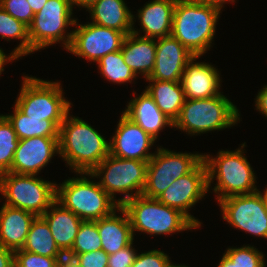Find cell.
<instances>
[{
    "label": "cell",
    "instance_id": "1",
    "mask_svg": "<svg viewBox=\"0 0 267 267\" xmlns=\"http://www.w3.org/2000/svg\"><path fill=\"white\" fill-rule=\"evenodd\" d=\"M69 114L59 127V155L76 173H91L110 154V143L87 122Z\"/></svg>",
    "mask_w": 267,
    "mask_h": 267
},
{
    "label": "cell",
    "instance_id": "2",
    "mask_svg": "<svg viewBox=\"0 0 267 267\" xmlns=\"http://www.w3.org/2000/svg\"><path fill=\"white\" fill-rule=\"evenodd\" d=\"M220 11L196 0H177L171 35L194 56H202L211 47Z\"/></svg>",
    "mask_w": 267,
    "mask_h": 267
},
{
    "label": "cell",
    "instance_id": "3",
    "mask_svg": "<svg viewBox=\"0 0 267 267\" xmlns=\"http://www.w3.org/2000/svg\"><path fill=\"white\" fill-rule=\"evenodd\" d=\"M236 151H219L215 158L203 155L207 166L208 189L214 178L217 183L212 189L218 196V202L233 195L251 194L258 191L255 186V173L243 155L242 148Z\"/></svg>",
    "mask_w": 267,
    "mask_h": 267
},
{
    "label": "cell",
    "instance_id": "4",
    "mask_svg": "<svg viewBox=\"0 0 267 267\" xmlns=\"http://www.w3.org/2000/svg\"><path fill=\"white\" fill-rule=\"evenodd\" d=\"M237 107L223 94L203 99H186L173 127L189 135L223 130L240 121Z\"/></svg>",
    "mask_w": 267,
    "mask_h": 267
},
{
    "label": "cell",
    "instance_id": "5",
    "mask_svg": "<svg viewBox=\"0 0 267 267\" xmlns=\"http://www.w3.org/2000/svg\"><path fill=\"white\" fill-rule=\"evenodd\" d=\"M121 207L128 214L133 235L135 231L164 235L197 228L179 210L159 202L156 198L138 195Z\"/></svg>",
    "mask_w": 267,
    "mask_h": 267
},
{
    "label": "cell",
    "instance_id": "6",
    "mask_svg": "<svg viewBox=\"0 0 267 267\" xmlns=\"http://www.w3.org/2000/svg\"><path fill=\"white\" fill-rule=\"evenodd\" d=\"M15 106L29 118L51 120L58 128L70 111L71 102L63 97L60 82L24 76Z\"/></svg>",
    "mask_w": 267,
    "mask_h": 267
},
{
    "label": "cell",
    "instance_id": "7",
    "mask_svg": "<svg viewBox=\"0 0 267 267\" xmlns=\"http://www.w3.org/2000/svg\"><path fill=\"white\" fill-rule=\"evenodd\" d=\"M70 178L56 186V200L83 221H96L110 215L119 205L98 182L84 175Z\"/></svg>",
    "mask_w": 267,
    "mask_h": 267
},
{
    "label": "cell",
    "instance_id": "8",
    "mask_svg": "<svg viewBox=\"0 0 267 267\" xmlns=\"http://www.w3.org/2000/svg\"><path fill=\"white\" fill-rule=\"evenodd\" d=\"M147 167L146 161L122 159L109 154L91 173H85V175L92 178L102 176L98 182L99 185L121 206L131 198L142 195L146 183ZM116 192L125 194V196L116 201L114 198Z\"/></svg>",
    "mask_w": 267,
    "mask_h": 267
},
{
    "label": "cell",
    "instance_id": "9",
    "mask_svg": "<svg viewBox=\"0 0 267 267\" xmlns=\"http://www.w3.org/2000/svg\"><path fill=\"white\" fill-rule=\"evenodd\" d=\"M57 184L35 175L5 172L0 174V192L4 204L42 216L56 200Z\"/></svg>",
    "mask_w": 267,
    "mask_h": 267
},
{
    "label": "cell",
    "instance_id": "10",
    "mask_svg": "<svg viewBox=\"0 0 267 267\" xmlns=\"http://www.w3.org/2000/svg\"><path fill=\"white\" fill-rule=\"evenodd\" d=\"M72 11L70 0H47L28 26L30 53L60 43V40L66 50L70 47L73 31L64 32L69 25L75 24L76 19L71 18Z\"/></svg>",
    "mask_w": 267,
    "mask_h": 267
},
{
    "label": "cell",
    "instance_id": "11",
    "mask_svg": "<svg viewBox=\"0 0 267 267\" xmlns=\"http://www.w3.org/2000/svg\"><path fill=\"white\" fill-rule=\"evenodd\" d=\"M219 205L223 220L232 227L267 239V203L261 191L229 196Z\"/></svg>",
    "mask_w": 267,
    "mask_h": 267
},
{
    "label": "cell",
    "instance_id": "12",
    "mask_svg": "<svg viewBox=\"0 0 267 267\" xmlns=\"http://www.w3.org/2000/svg\"><path fill=\"white\" fill-rule=\"evenodd\" d=\"M87 23L82 25L75 21L74 25H78L79 28L73 31L72 41L67 51L97 63L105 55L121 50L126 36L123 32L92 22Z\"/></svg>",
    "mask_w": 267,
    "mask_h": 267
},
{
    "label": "cell",
    "instance_id": "13",
    "mask_svg": "<svg viewBox=\"0 0 267 267\" xmlns=\"http://www.w3.org/2000/svg\"><path fill=\"white\" fill-rule=\"evenodd\" d=\"M207 166L202 160L191 172L174 182L156 199L183 213L197 228L201 225L188 211L208 192Z\"/></svg>",
    "mask_w": 267,
    "mask_h": 267
},
{
    "label": "cell",
    "instance_id": "14",
    "mask_svg": "<svg viewBox=\"0 0 267 267\" xmlns=\"http://www.w3.org/2000/svg\"><path fill=\"white\" fill-rule=\"evenodd\" d=\"M154 142L155 139L123 113L117 130L109 141L110 154L122 159L148 162L154 155V153H148Z\"/></svg>",
    "mask_w": 267,
    "mask_h": 267
},
{
    "label": "cell",
    "instance_id": "15",
    "mask_svg": "<svg viewBox=\"0 0 267 267\" xmlns=\"http://www.w3.org/2000/svg\"><path fill=\"white\" fill-rule=\"evenodd\" d=\"M59 154V137H32L20 139L9 172L37 175Z\"/></svg>",
    "mask_w": 267,
    "mask_h": 267
},
{
    "label": "cell",
    "instance_id": "16",
    "mask_svg": "<svg viewBox=\"0 0 267 267\" xmlns=\"http://www.w3.org/2000/svg\"><path fill=\"white\" fill-rule=\"evenodd\" d=\"M157 39L155 66L147 80L181 82L184 68L194 55L172 35Z\"/></svg>",
    "mask_w": 267,
    "mask_h": 267
},
{
    "label": "cell",
    "instance_id": "17",
    "mask_svg": "<svg viewBox=\"0 0 267 267\" xmlns=\"http://www.w3.org/2000/svg\"><path fill=\"white\" fill-rule=\"evenodd\" d=\"M201 56H193L186 64L181 84L186 99H203L219 95V71L208 63L194 62Z\"/></svg>",
    "mask_w": 267,
    "mask_h": 267
},
{
    "label": "cell",
    "instance_id": "18",
    "mask_svg": "<svg viewBox=\"0 0 267 267\" xmlns=\"http://www.w3.org/2000/svg\"><path fill=\"white\" fill-rule=\"evenodd\" d=\"M139 32L132 28L121 46L124 62L137 74H142L146 79L150 77L155 66L156 39L138 36Z\"/></svg>",
    "mask_w": 267,
    "mask_h": 267
},
{
    "label": "cell",
    "instance_id": "19",
    "mask_svg": "<svg viewBox=\"0 0 267 267\" xmlns=\"http://www.w3.org/2000/svg\"><path fill=\"white\" fill-rule=\"evenodd\" d=\"M36 217L31 212L3 204L0 210V245L12 251L22 249Z\"/></svg>",
    "mask_w": 267,
    "mask_h": 267
},
{
    "label": "cell",
    "instance_id": "20",
    "mask_svg": "<svg viewBox=\"0 0 267 267\" xmlns=\"http://www.w3.org/2000/svg\"><path fill=\"white\" fill-rule=\"evenodd\" d=\"M123 113L155 140L165 126L173 127L174 125V122L158 108L146 90L139 97L130 100Z\"/></svg>",
    "mask_w": 267,
    "mask_h": 267
},
{
    "label": "cell",
    "instance_id": "21",
    "mask_svg": "<svg viewBox=\"0 0 267 267\" xmlns=\"http://www.w3.org/2000/svg\"><path fill=\"white\" fill-rule=\"evenodd\" d=\"M41 217L47 222L58 248L66 255L72 249L83 220L57 200Z\"/></svg>",
    "mask_w": 267,
    "mask_h": 267
},
{
    "label": "cell",
    "instance_id": "22",
    "mask_svg": "<svg viewBox=\"0 0 267 267\" xmlns=\"http://www.w3.org/2000/svg\"><path fill=\"white\" fill-rule=\"evenodd\" d=\"M116 210L121 212L123 217L117 216ZM97 227L101 238V249L108 255L133 243L134 235L130 220L121 206L110 215L97 220Z\"/></svg>",
    "mask_w": 267,
    "mask_h": 267
},
{
    "label": "cell",
    "instance_id": "23",
    "mask_svg": "<svg viewBox=\"0 0 267 267\" xmlns=\"http://www.w3.org/2000/svg\"><path fill=\"white\" fill-rule=\"evenodd\" d=\"M177 0H153L138 10L144 36L160 38L171 35L173 11Z\"/></svg>",
    "mask_w": 267,
    "mask_h": 267
},
{
    "label": "cell",
    "instance_id": "24",
    "mask_svg": "<svg viewBox=\"0 0 267 267\" xmlns=\"http://www.w3.org/2000/svg\"><path fill=\"white\" fill-rule=\"evenodd\" d=\"M91 13L92 23L123 32H132L134 15L124 0H97L87 9Z\"/></svg>",
    "mask_w": 267,
    "mask_h": 267
},
{
    "label": "cell",
    "instance_id": "25",
    "mask_svg": "<svg viewBox=\"0 0 267 267\" xmlns=\"http://www.w3.org/2000/svg\"><path fill=\"white\" fill-rule=\"evenodd\" d=\"M152 82L145 89L158 108L173 122L179 117L186 101L181 82L147 80Z\"/></svg>",
    "mask_w": 267,
    "mask_h": 267
},
{
    "label": "cell",
    "instance_id": "26",
    "mask_svg": "<svg viewBox=\"0 0 267 267\" xmlns=\"http://www.w3.org/2000/svg\"><path fill=\"white\" fill-rule=\"evenodd\" d=\"M23 250L45 257H66L58 248L47 222L37 216L31 224Z\"/></svg>",
    "mask_w": 267,
    "mask_h": 267
},
{
    "label": "cell",
    "instance_id": "27",
    "mask_svg": "<svg viewBox=\"0 0 267 267\" xmlns=\"http://www.w3.org/2000/svg\"><path fill=\"white\" fill-rule=\"evenodd\" d=\"M174 180L167 172V149L157 148V152L148 161L147 177L142 195L157 198Z\"/></svg>",
    "mask_w": 267,
    "mask_h": 267
},
{
    "label": "cell",
    "instance_id": "28",
    "mask_svg": "<svg viewBox=\"0 0 267 267\" xmlns=\"http://www.w3.org/2000/svg\"><path fill=\"white\" fill-rule=\"evenodd\" d=\"M5 116L13 125L19 140L32 137H59V128L51 120L29 118L15 105L13 114Z\"/></svg>",
    "mask_w": 267,
    "mask_h": 267
},
{
    "label": "cell",
    "instance_id": "29",
    "mask_svg": "<svg viewBox=\"0 0 267 267\" xmlns=\"http://www.w3.org/2000/svg\"><path fill=\"white\" fill-rule=\"evenodd\" d=\"M0 34L1 38L20 39V44L11 52L15 59L30 54V40L28 26L16 20L0 6Z\"/></svg>",
    "mask_w": 267,
    "mask_h": 267
},
{
    "label": "cell",
    "instance_id": "30",
    "mask_svg": "<svg viewBox=\"0 0 267 267\" xmlns=\"http://www.w3.org/2000/svg\"><path fill=\"white\" fill-rule=\"evenodd\" d=\"M97 64L103 77L113 83H131L137 77L124 62L121 50L105 55Z\"/></svg>",
    "mask_w": 267,
    "mask_h": 267
},
{
    "label": "cell",
    "instance_id": "31",
    "mask_svg": "<svg viewBox=\"0 0 267 267\" xmlns=\"http://www.w3.org/2000/svg\"><path fill=\"white\" fill-rule=\"evenodd\" d=\"M18 143L13 125L5 115H0V174L11 170Z\"/></svg>",
    "mask_w": 267,
    "mask_h": 267
},
{
    "label": "cell",
    "instance_id": "32",
    "mask_svg": "<svg viewBox=\"0 0 267 267\" xmlns=\"http://www.w3.org/2000/svg\"><path fill=\"white\" fill-rule=\"evenodd\" d=\"M101 238L99 236L97 220L82 221L72 249L66 255H78L86 252L101 250Z\"/></svg>",
    "mask_w": 267,
    "mask_h": 267
},
{
    "label": "cell",
    "instance_id": "33",
    "mask_svg": "<svg viewBox=\"0 0 267 267\" xmlns=\"http://www.w3.org/2000/svg\"><path fill=\"white\" fill-rule=\"evenodd\" d=\"M203 154L176 153L167 149V172L173 180L191 172L201 161Z\"/></svg>",
    "mask_w": 267,
    "mask_h": 267
},
{
    "label": "cell",
    "instance_id": "34",
    "mask_svg": "<svg viewBox=\"0 0 267 267\" xmlns=\"http://www.w3.org/2000/svg\"><path fill=\"white\" fill-rule=\"evenodd\" d=\"M237 267H265V258L253 246L228 248L224 253Z\"/></svg>",
    "mask_w": 267,
    "mask_h": 267
},
{
    "label": "cell",
    "instance_id": "35",
    "mask_svg": "<svg viewBox=\"0 0 267 267\" xmlns=\"http://www.w3.org/2000/svg\"><path fill=\"white\" fill-rule=\"evenodd\" d=\"M65 257H45L23 249L14 251V267H60Z\"/></svg>",
    "mask_w": 267,
    "mask_h": 267
},
{
    "label": "cell",
    "instance_id": "36",
    "mask_svg": "<svg viewBox=\"0 0 267 267\" xmlns=\"http://www.w3.org/2000/svg\"><path fill=\"white\" fill-rule=\"evenodd\" d=\"M0 6L25 25L29 26L32 23L34 12L27 0H0Z\"/></svg>",
    "mask_w": 267,
    "mask_h": 267
},
{
    "label": "cell",
    "instance_id": "37",
    "mask_svg": "<svg viewBox=\"0 0 267 267\" xmlns=\"http://www.w3.org/2000/svg\"><path fill=\"white\" fill-rule=\"evenodd\" d=\"M169 256L160 250H151L137 254L131 267H168Z\"/></svg>",
    "mask_w": 267,
    "mask_h": 267
},
{
    "label": "cell",
    "instance_id": "38",
    "mask_svg": "<svg viewBox=\"0 0 267 267\" xmlns=\"http://www.w3.org/2000/svg\"><path fill=\"white\" fill-rule=\"evenodd\" d=\"M82 267H107L108 254L101 250L86 252L78 255H66Z\"/></svg>",
    "mask_w": 267,
    "mask_h": 267
},
{
    "label": "cell",
    "instance_id": "39",
    "mask_svg": "<svg viewBox=\"0 0 267 267\" xmlns=\"http://www.w3.org/2000/svg\"><path fill=\"white\" fill-rule=\"evenodd\" d=\"M133 243L108 255L107 267H131L137 255Z\"/></svg>",
    "mask_w": 267,
    "mask_h": 267
},
{
    "label": "cell",
    "instance_id": "40",
    "mask_svg": "<svg viewBox=\"0 0 267 267\" xmlns=\"http://www.w3.org/2000/svg\"><path fill=\"white\" fill-rule=\"evenodd\" d=\"M0 267H14V251L0 245Z\"/></svg>",
    "mask_w": 267,
    "mask_h": 267
},
{
    "label": "cell",
    "instance_id": "41",
    "mask_svg": "<svg viewBox=\"0 0 267 267\" xmlns=\"http://www.w3.org/2000/svg\"><path fill=\"white\" fill-rule=\"evenodd\" d=\"M255 100L256 109L265 115V117H267V85H265L262 90L259 91Z\"/></svg>",
    "mask_w": 267,
    "mask_h": 267
},
{
    "label": "cell",
    "instance_id": "42",
    "mask_svg": "<svg viewBox=\"0 0 267 267\" xmlns=\"http://www.w3.org/2000/svg\"><path fill=\"white\" fill-rule=\"evenodd\" d=\"M27 2L29 3L32 11L35 14L42 9L47 0H27Z\"/></svg>",
    "mask_w": 267,
    "mask_h": 267
},
{
    "label": "cell",
    "instance_id": "43",
    "mask_svg": "<svg viewBox=\"0 0 267 267\" xmlns=\"http://www.w3.org/2000/svg\"><path fill=\"white\" fill-rule=\"evenodd\" d=\"M196 1H199L201 3H204V4H208V5H211V6H214V7H217L219 8L220 10L222 9L224 3H226V1L228 2H235V0H196Z\"/></svg>",
    "mask_w": 267,
    "mask_h": 267
},
{
    "label": "cell",
    "instance_id": "44",
    "mask_svg": "<svg viewBox=\"0 0 267 267\" xmlns=\"http://www.w3.org/2000/svg\"><path fill=\"white\" fill-rule=\"evenodd\" d=\"M97 0H70L72 8L77 5L83 8L88 9L91 7ZM74 5V6H73Z\"/></svg>",
    "mask_w": 267,
    "mask_h": 267
},
{
    "label": "cell",
    "instance_id": "45",
    "mask_svg": "<svg viewBox=\"0 0 267 267\" xmlns=\"http://www.w3.org/2000/svg\"><path fill=\"white\" fill-rule=\"evenodd\" d=\"M12 60H16L14 57H12L11 55H9L7 57V55L4 53V51L0 48V75L2 73V71H4V65Z\"/></svg>",
    "mask_w": 267,
    "mask_h": 267
},
{
    "label": "cell",
    "instance_id": "46",
    "mask_svg": "<svg viewBox=\"0 0 267 267\" xmlns=\"http://www.w3.org/2000/svg\"><path fill=\"white\" fill-rule=\"evenodd\" d=\"M217 267H237L225 254H223L222 259Z\"/></svg>",
    "mask_w": 267,
    "mask_h": 267
},
{
    "label": "cell",
    "instance_id": "47",
    "mask_svg": "<svg viewBox=\"0 0 267 267\" xmlns=\"http://www.w3.org/2000/svg\"><path fill=\"white\" fill-rule=\"evenodd\" d=\"M60 267H82V266L77 264L72 258L65 257Z\"/></svg>",
    "mask_w": 267,
    "mask_h": 267
},
{
    "label": "cell",
    "instance_id": "48",
    "mask_svg": "<svg viewBox=\"0 0 267 267\" xmlns=\"http://www.w3.org/2000/svg\"><path fill=\"white\" fill-rule=\"evenodd\" d=\"M168 267H188V266H186V265H179V264L178 265H176V264L174 265V263L171 262Z\"/></svg>",
    "mask_w": 267,
    "mask_h": 267
},
{
    "label": "cell",
    "instance_id": "49",
    "mask_svg": "<svg viewBox=\"0 0 267 267\" xmlns=\"http://www.w3.org/2000/svg\"><path fill=\"white\" fill-rule=\"evenodd\" d=\"M263 192L264 193L262 194V196H263L265 202L267 203V187H266V189Z\"/></svg>",
    "mask_w": 267,
    "mask_h": 267
}]
</instances>
